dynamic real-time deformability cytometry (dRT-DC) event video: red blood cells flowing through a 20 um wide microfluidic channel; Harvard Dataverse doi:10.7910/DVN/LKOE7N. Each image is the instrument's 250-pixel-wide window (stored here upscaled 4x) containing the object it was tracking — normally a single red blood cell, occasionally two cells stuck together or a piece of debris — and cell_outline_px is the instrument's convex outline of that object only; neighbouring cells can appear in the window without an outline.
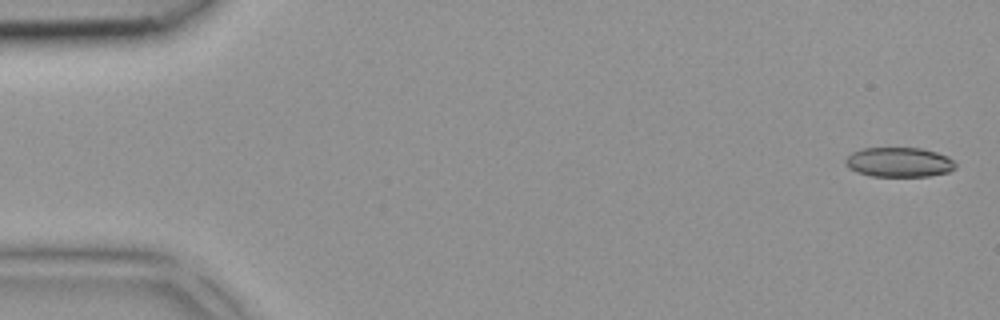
{"species": "common noctule bat (a hibernating species)", "species_latin": "Nyctalus noctula", "temperature_condition": "room temperature", "stored_images_in_passage": 42, "camera_frame_rate_fps": 3000, "um_per_image_px": 0.085, "animal": {"sex": "female", "body_mass_g": 18.4}, "frame": {"image": 1, "passage_image": 1, "time_ms": 0.0, "image_size_px": [1000, 320], "cell_outline_px": [[956, 168], [948, 172], [928, 176], [872, 176], [856, 172], [848, 168], [844, 164], [844, 160], [852, 152], [864, 148], [920, 148], [936, 152], [948, 156], [956, 164]], "centroid_in_image_um": [76.4, 13.79], "position_along_channel_um": 8.6, "area_um2": 19.07}}
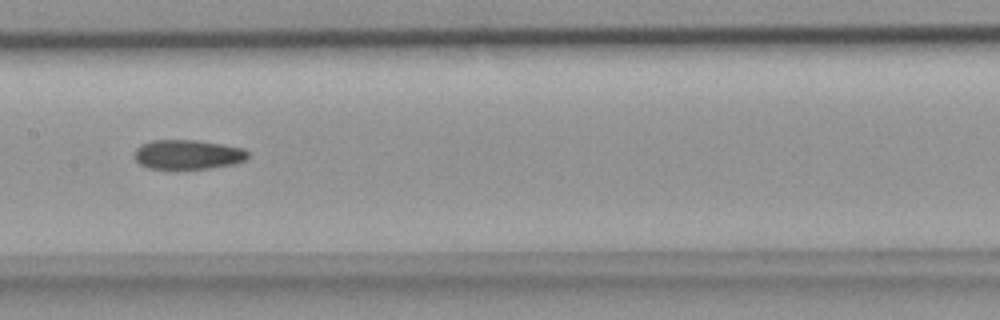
{"frame": {"image": 2, "passage_image": 21, "time_ms": 6.667, "image_size_px": [1000, 320], "cell_outline_px": [[248, 160], [236, 164], [208, 168], [148, 168], [140, 164], [136, 160], [136, 148], [140, 144], [152, 140], [196, 140], [224, 144], [244, 148], [248, 152]], "centroid_in_image_um": [16.02, 13.12], "position_along_channel_um": 191.4, "area_um2": 19.54}}
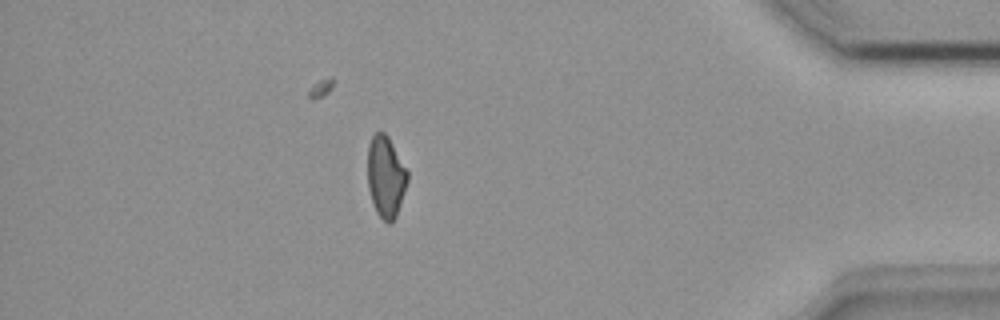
{"frame": {"image": 3, "passage_image": 37, "time_ms": 12.0, "image_size_px": [1000, 320], "cell_outline_px": [[408, 180], [396, 216], [388, 224], [376, 212], [372, 204], [368, 188], [368, 144], [372, 136], [376, 132], [384, 132], [388, 136], [408, 172]], "centroid_in_image_um": [32.77, 15.01], "position_along_channel_um": 402.4, "area_um2": 18.79}}